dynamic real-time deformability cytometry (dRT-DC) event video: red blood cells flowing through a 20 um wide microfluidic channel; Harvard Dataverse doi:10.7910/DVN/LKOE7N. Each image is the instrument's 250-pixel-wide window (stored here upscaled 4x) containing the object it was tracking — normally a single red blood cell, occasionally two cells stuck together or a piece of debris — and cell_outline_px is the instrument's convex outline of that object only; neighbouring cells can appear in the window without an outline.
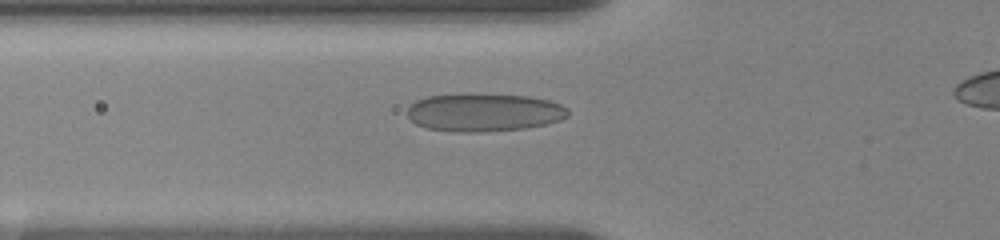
{"species": "human", "species_latin": "Homo sapiens", "temperature_condition": "room temperature", "stored_images_in_passage": 46, "camera_frame_rate_fps": 3000, "um_per_image_px": 0.085, "donor": {"sex": "female"}, "frame": {"image": 1, "passage_image": 15, "time_ms": 4.667, "image_size_px": [1000, 240], "cell_outline_px": [[568, 116], [560, 120], [528, 128], [484, 132], [456, 132], [428, 128], [416, 124], [408, 116], [408, 108], [416, 100], [428, 96], [460, 92], [472, 92], [528, 96], [548, 100], [560, 104], [568, 108]], "centroid_in_image_um": [41.13, 9.53], "position_along_channel_um": 84.7, "area_um2": 36.3}}
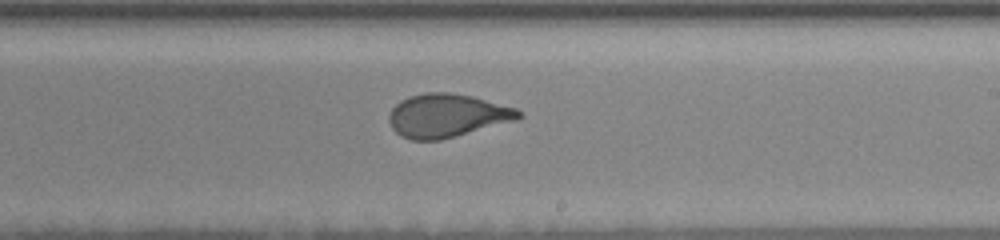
{"frame": {"image": 2, "passage_image": 29, "time_ms": 9.333, "image_size_px": [1000, 240], "cell_outline_px": [[520, 116], [516, 120], [440, 140], [408, 140], [400, 136], [392, 128], [388, 120], [388, 116], [392, 108], [400, 100], [424, 92], [448, 92], [472, 96], [516, 108], [520, 112]], "centroid_in_image_um": [37.94, 9.83], "position_along_channel_um": 251.1, "area_um2": 32.6}}
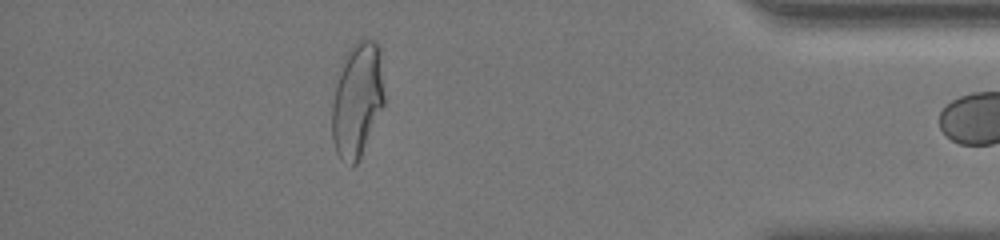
{"frame": {"image": 3, "passage_image": 45, "time_ms": 14.667, "image_size_px": [1000, 240], "cell_outline_px": [[384, 104], [360, 156], [356, 164], [352, 168], [340, 160], [336, 152], [332, 140], [332, 104], [336, 84], [344, 56], [348, 48], [356, 40], [364, 36], [376, 40], [380, 44], [384, 96]], "centroid_in_image_um": [30.36, 8.43], "position_along_channel_um": 404.8, "area_um2": 35.37}}